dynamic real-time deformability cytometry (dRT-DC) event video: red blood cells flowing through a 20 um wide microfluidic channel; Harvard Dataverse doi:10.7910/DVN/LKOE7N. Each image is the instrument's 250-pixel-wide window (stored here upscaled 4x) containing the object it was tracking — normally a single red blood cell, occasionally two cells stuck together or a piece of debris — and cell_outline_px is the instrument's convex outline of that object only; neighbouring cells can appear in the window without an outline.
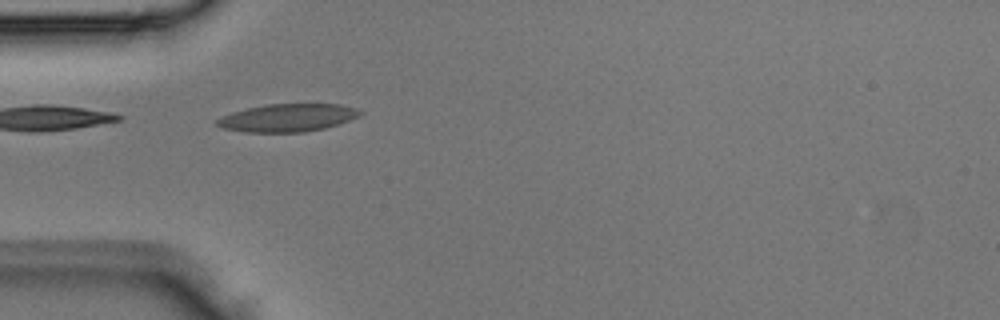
{"species": "Egyptian fruit bat (a non-hibernating species)", "species_latin": "Rousettus aegyptiacus", "temperature_condition": "room temperature", "stored_images_in_passage": 1, "camera_frame_rate_fps": 3000, "um_per_image_px": 0.085, "animal": {"sex": "male"}, "frame": {"image": 1, "passage_image": 1, "time_ms": 0.0, "image_size_px": [1000, 320], "cell_outline_px": [[364, 112], [360, 116], [340, 124], [324, 128], [304, 132], [244, 132], [220, 128], [216, 124], [216, 120], [232, 112], [248, 108], [268, 104], [340, 104], [356, 108]], "centroid_in_image_um": [24.48, 10.01], "position_along_channel_um": 60.5, "area_um2": 23.24}}